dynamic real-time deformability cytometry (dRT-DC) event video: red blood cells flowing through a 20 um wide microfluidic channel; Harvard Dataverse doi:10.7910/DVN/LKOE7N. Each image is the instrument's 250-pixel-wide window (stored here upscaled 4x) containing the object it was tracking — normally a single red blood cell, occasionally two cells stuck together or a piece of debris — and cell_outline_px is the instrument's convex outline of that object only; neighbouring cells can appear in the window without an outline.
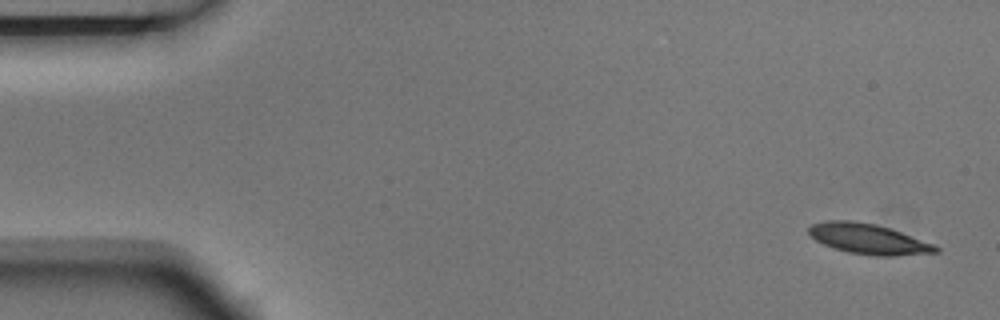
{"species": "Egyptian fruit bat (a non-hibernating species)", "species_latin": "Rousettus aegyptiacus", "temperature_condition": "room temperature", "stored_images_in_passage": 5, "camera_frame_rate_fps": 3000, "um_per_image_px": 0.085, "animal": {"sex": "male"}, "frame": {"image": 1, "passage_image": 1, "time_ms": 0.0, "image_size_px": [1000, 320], "cell_outline_px": [[940, 252], [896, 256], [872, 256], [848, 252], [824, 244], [816, 240], [808, 232], [808, 228], [812, 224], [824, 220], [852, 220], [876, 224], [900, 232], [932, 244], [940, 248]], "centroid_in_image_um": [73.8, 20.31], "position_along_channel_um": 11.2, "area_um2": 22.25}}
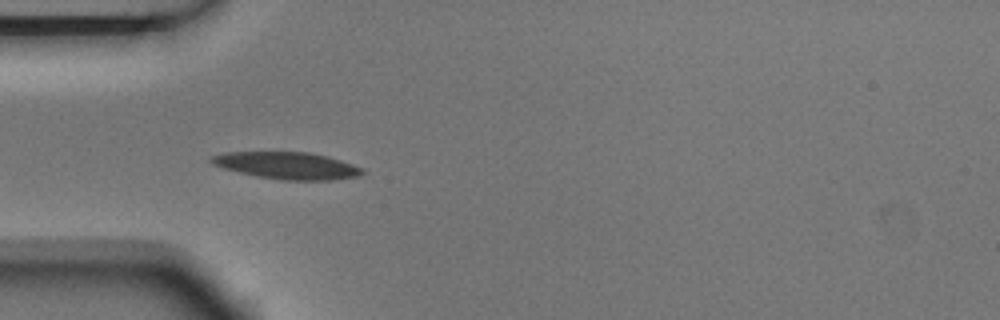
{"frame": {"image": 2, "passage_image": 4, "time_ms": 1.0, "image_size_px": [1000, 320], "cell_outline_px": [[368, 172], [360, 176], [332, 180], [280, 180], [256, 176], [224, 168], [212, 164], [208, 160], [208, 156], [224, 152], [308, 152], [328, 156], [364, 168]], "centroid_in_image_um": [24.42, 14.07], "position_along_channel_um": 60.6, "area_um2": 24.04}}
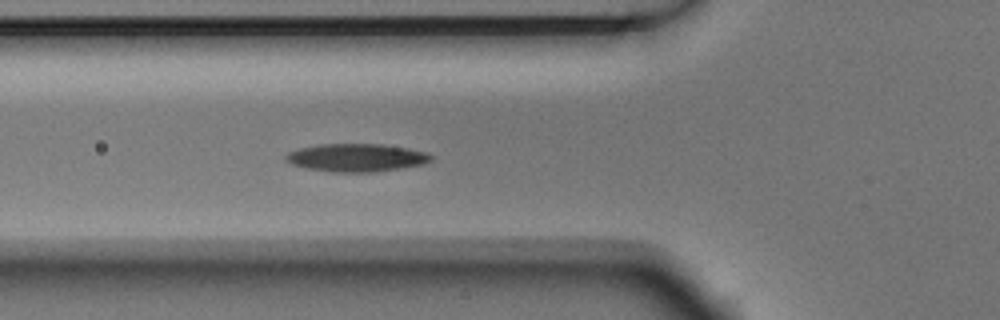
{"frame": {"image": 3, "passage_image": 5, "time_ms": 1.333, "image_size_px": [1000, 320], "cell_outline_px": [[436, 156], [432, 160], [424, 164], [404, 168], [376, 172], [328, 172], [308, 168], [292, 164], [284, 160], [284, 156], [288, 152], [300, 148], [316, 144], [384, 144], [408, 148], [428, 152]], "centroid_in_image_um": [30.35, 13.4], "position_along_channel_um": 95.5, "area_um2": 24.1}}